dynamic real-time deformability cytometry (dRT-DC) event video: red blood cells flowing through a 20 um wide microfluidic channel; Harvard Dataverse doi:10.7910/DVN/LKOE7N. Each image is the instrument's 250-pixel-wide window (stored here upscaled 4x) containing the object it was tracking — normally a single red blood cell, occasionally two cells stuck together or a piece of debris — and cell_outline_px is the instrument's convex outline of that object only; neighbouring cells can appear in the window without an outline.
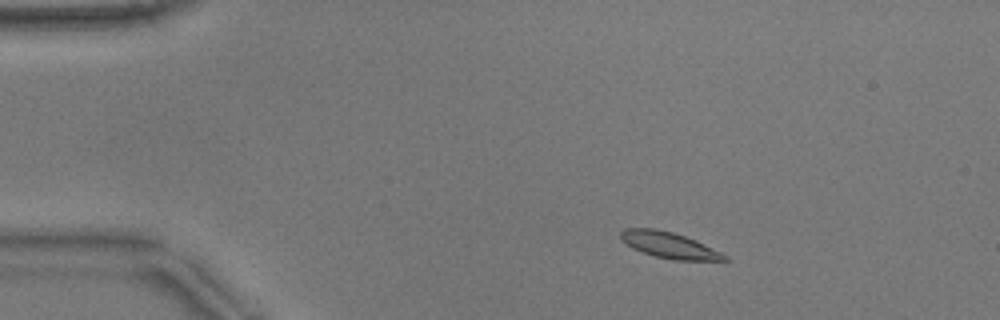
{"species": "common noctule bat (a hibernating species)", "species_latin": "Nyctalus noctula", "temperature_condition": "warm", "stored_images_in_passage": 10, "camera_frame_rate_fps": 3000, "um_per_image_px": 0.085, "animal": {"sex": "male", "body_mass_g": 17.9}, "frame": {"image": 1, "passage_image": 6, "time_ms": 1.667, "image_size_px": [1000, 320], "cell_outline_px": [[732, 260], [672, 260], [656, 256], [632, 248], [620, 240], [620, 232], [624, 228], [656, 228], [672, 232], [696, 240], [728, 256]], "centroid_in_image_um": [56.86, 20.83], "position_along_channel_um": 28.1, "area_um2": 15.72}}